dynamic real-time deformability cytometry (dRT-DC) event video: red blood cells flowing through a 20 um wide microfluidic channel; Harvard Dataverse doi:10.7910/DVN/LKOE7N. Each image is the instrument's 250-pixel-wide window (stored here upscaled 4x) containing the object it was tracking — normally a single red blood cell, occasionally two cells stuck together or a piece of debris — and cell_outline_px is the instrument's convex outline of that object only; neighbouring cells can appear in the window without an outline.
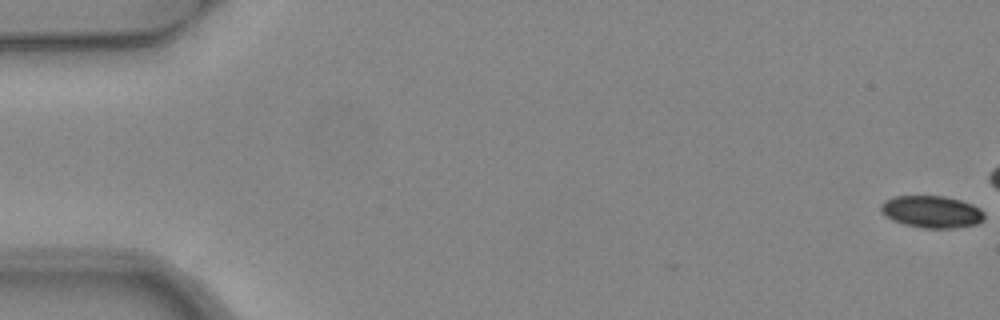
{"species": "common noctule bat (a hibernating species)", "species_latin": "Nyctalus noctula", "temperature_condition": "warm", "stored_images_in_passage": 9, "camera_frame_rate_fps": 3000, "um_per_image_px": 0.085, "animal": {"sex": "female", "body_mass_g": 24.6, "forearm_length_mm": 56.2}, "frame": {"image": 1, "passage_image": 1, "time_ms": 0.0, "image_size_px": [1000, 320], "cell_outline_px": [[984, 220], [976, 224], [952, 228], [924, 228], [904, 224], [892, 220], [884, 216], [880, 212], [880, 204], [884, 200], [896, 196], [944, 196], [960, 200], [972, 204], [980, 208], [984, 212]], "centroid_in_image_um": [79.17, 18.0], "position_along_channel_um": 5.8, "area_um2": 19.48}}